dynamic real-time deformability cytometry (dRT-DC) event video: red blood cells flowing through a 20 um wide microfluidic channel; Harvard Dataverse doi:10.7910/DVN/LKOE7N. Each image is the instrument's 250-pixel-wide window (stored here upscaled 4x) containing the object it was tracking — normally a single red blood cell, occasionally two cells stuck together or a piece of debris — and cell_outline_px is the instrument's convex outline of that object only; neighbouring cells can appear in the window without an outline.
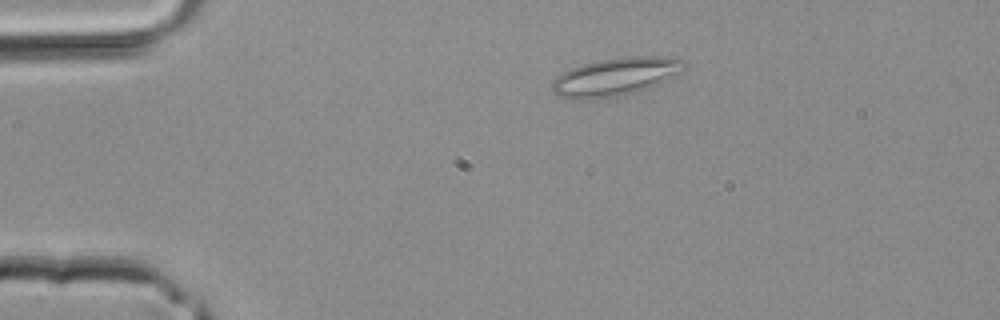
{"species": "common noctule bat (a hibernating species)", "species_latin": "Nyctalus noctula", "temperature_condition": "room temperature", "stored_images_in_passage": 38, "camera_frame_rate_fps": 3000, "um_per_image_px": 0.085, "animal": {"sex": "male", "body_mass_g": 20.4}, "frame": {"image": 1, "passage_image": 7, "time_ms": 2.0, "image_size_px": [1000, 320], "cell_outline_px": [[684, 68], [680, 72], [648, 88], [608, 100], [572, 100], [560, 96], [552, 88], [552, 80], [556, 76], [572, 68], [584, 64], [600, 60], [628, 56], [672, 56], [684, 60]], "centroid_in_image_um": [52.3, 6.54], "position_along_channel_um": 32.7, "area_um2": 29.48}}
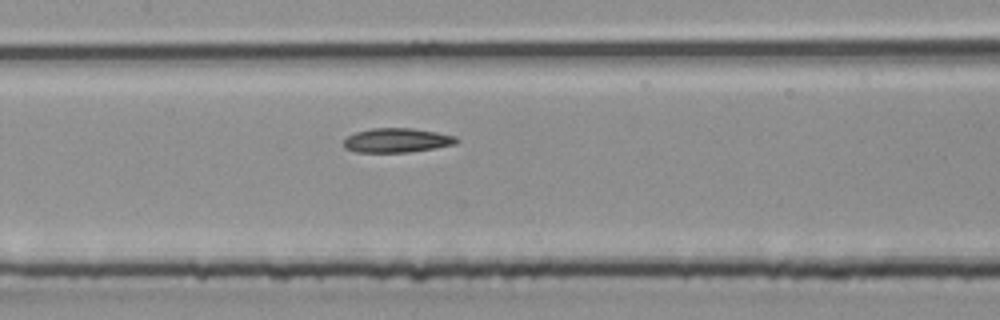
{"frame": {"image": 2, "passage_image": 18, "time_ms": 5.667, "image_size_px": [1000, 320], "cell_outline_px": [[460, 140], [456, 144], [436, 148], [408, 152], [356, 152], [344, 148], [344, 140], [348, 136], [356, 132], [372, 128], [412, 128], [436, 132], [456, 136]], "centroid_in_image_um": [33.76, 11.93], "position_along_channel_um": 173.6, "area_um2": 16.01}}
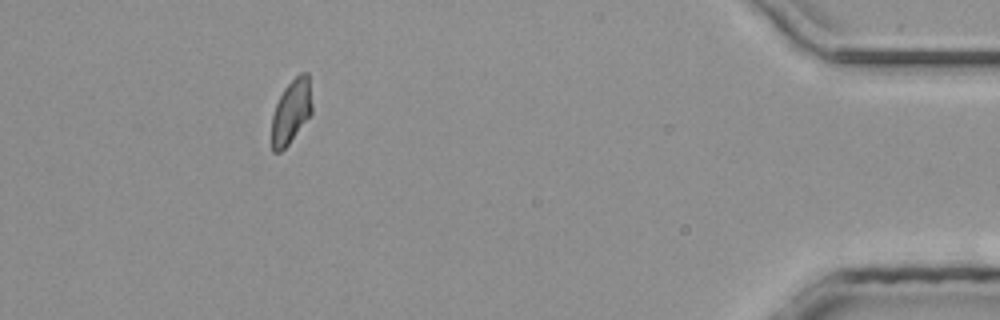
{"frame": {"image": 3, "passage_image": 35, "time_ms": 11.333, "image_size_px": [1000, 320], "cell_outline_px": [[312, 116], [288, 144], [280, 152], [272, 152], [272, 116], [276, 104], [284, 88], [300, 72], [308, 72], [312, 104]], "centroid_in_image_um": [24.78, 9.48], "position_along_channel_um": 410.4, "area_um2": 15.2}}